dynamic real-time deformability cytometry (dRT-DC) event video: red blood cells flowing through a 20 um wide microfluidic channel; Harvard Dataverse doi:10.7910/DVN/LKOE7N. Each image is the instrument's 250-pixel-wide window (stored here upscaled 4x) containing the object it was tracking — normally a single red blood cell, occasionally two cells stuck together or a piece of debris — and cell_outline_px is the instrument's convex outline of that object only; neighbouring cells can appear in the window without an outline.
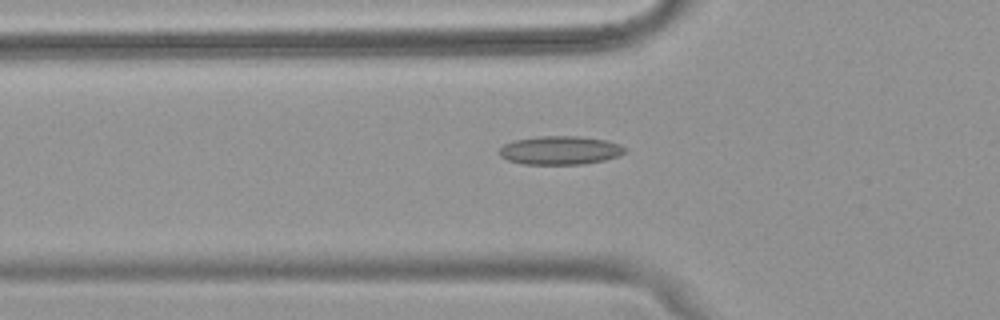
{"species": "common noctule bat (a hibernating species)", "species_latin": "Nyctalus noctula", "temperature_condition": "warm", "stored_images_in_passage": 39, "camera_frame_rate_fps": 3000, "um_per_image_px": 0.085, "animal": {"sex": "female", "body_mass_g": 18.4}, "frame": {"image": 1, "passage_image": 5, "time_ms": 1.333, "image_size_px": [1000, 320], "cell_outline_px": [[628, 152], [620, 156], [604, 160], [584, 164], [524, 164], [508, 160], [500, 156], [500, 148], [504, 144], [516, 140], [536, 136], [580, 136], [604, 140], [620, 144], [628, 148]], "centroid_in_image_um": [47.67, 12.77], "position_along_channel_um": 78.1, "area_um2": 21.04}}
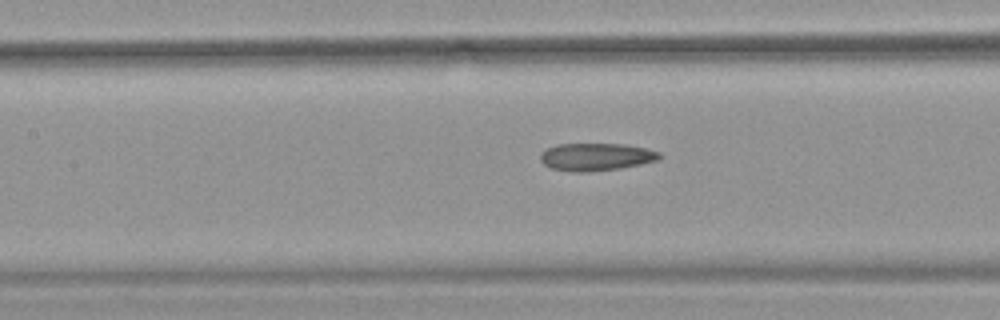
{"frame": {"image": 2, "passage_image": 11, "time_ms": 3.333, "image_size_px": [1000, 320], "cell_outline_px": [[664, 156], [660, 160], [620, 168], [584, 172], [572, 172], [548, 168], [540, 160], [540, 152], [556, 144], [624, 144], [644, 148], [660, 152]], "centroid_in_image_um": [50.66, 13.33], "position_along_channel_um": 156.7, "area_um2": 19.31}}
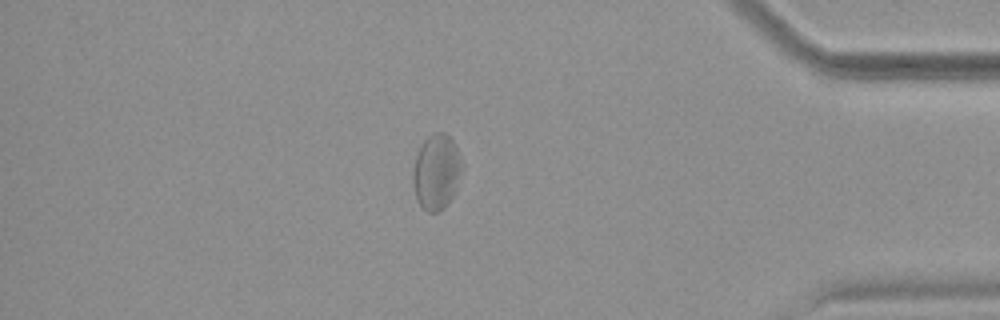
{"frame": {"image": 3, "passage_image": 32, "time_ms": 10.333, "image_size_px": [1000, 320], "cell_outline_px": [[460, 172], [452, 196], [444, 208], [436, 212], [428, 212], [416, 200], [412, 184], [412, 172], [416, 156], [420, 144], [428, 136], [436, 132], [444, 132], [456, 144], [460, 156]], "centroid_in_image_um": [37.05, 14.59], "position_along_channel_um": 398.2, "area_um2": 21.27}, "authors_computed_cell_mechanics": {"area_um2": 20.1144, "velocity_mm_per_s": 3.9052, "shape_relaxation_time_tau1_ms": null, "shape_relaxation_time_tau2_ms": 2.2392, "deformation_change_tau1": null, "deformation_change_tau2": 0.0941}}